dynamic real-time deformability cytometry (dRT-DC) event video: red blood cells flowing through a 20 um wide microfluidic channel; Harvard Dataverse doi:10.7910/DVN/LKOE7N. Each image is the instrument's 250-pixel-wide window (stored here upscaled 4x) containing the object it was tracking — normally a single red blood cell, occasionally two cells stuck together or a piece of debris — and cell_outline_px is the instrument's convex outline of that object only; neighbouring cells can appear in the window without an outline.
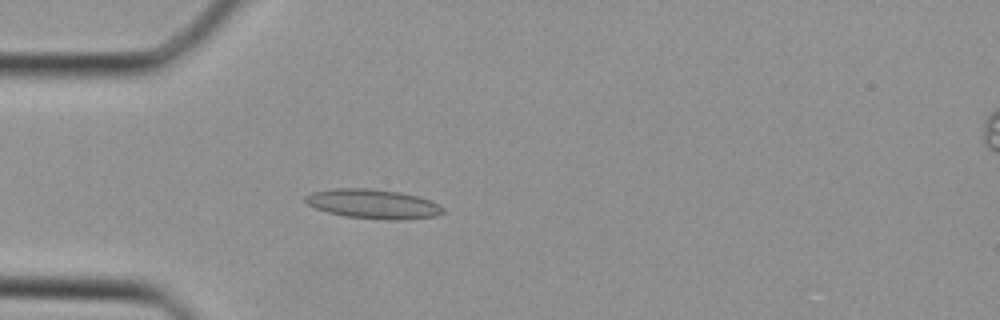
{"species": "Egyptian fruit bat (a non-hibernating species)", "species_latin": "Rousettus aegyptiacus", "temperature_condition": "cold", "stored_images_in_passage": 14, "camera_frame_rate_fps": 3000, "um_per_image_px": 0.085, "animal": {"sex": "female"}, "frame": {"image": 1, "passage_image": 10, "time_ms": 3.0, "image_size_px": [1000, 320], "cell_outline_px": [[444, 212], [436, 216], [404, 220], [392, 220], [344, 216], [328, 212], [316, 208], [308, 204], [304, 200], [304, 196], [312, 192], [336, 188], [368, 188], [400, 192], [416, 196], [440, 204], [444, 208]], "centroid_in_image_um": [31.72, 17.33], "position_along_channel_um": 53.3, "area_um2": 23.52}}
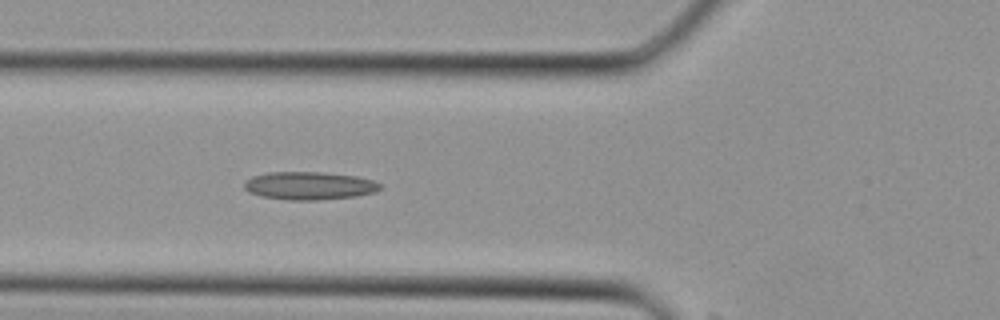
{"frame": {"image": 2, "passage_image": 13, "time_ms": 4.0, "image_size_px": [1000, 320], "cell_outline_px": [[380, 188], [376, 192], [356, 196], [316, 200], [288, 200], [260, 196], [248, 192], [244, 188], [244, 184], [252, 176], [268, 172], [324, 172], [356, 176], [372, 180], [380, 184]], "centroid_in_image_um": [26.27, 15.78], "position_along_channel_um": 99.5, "area_um2": 22.14}}